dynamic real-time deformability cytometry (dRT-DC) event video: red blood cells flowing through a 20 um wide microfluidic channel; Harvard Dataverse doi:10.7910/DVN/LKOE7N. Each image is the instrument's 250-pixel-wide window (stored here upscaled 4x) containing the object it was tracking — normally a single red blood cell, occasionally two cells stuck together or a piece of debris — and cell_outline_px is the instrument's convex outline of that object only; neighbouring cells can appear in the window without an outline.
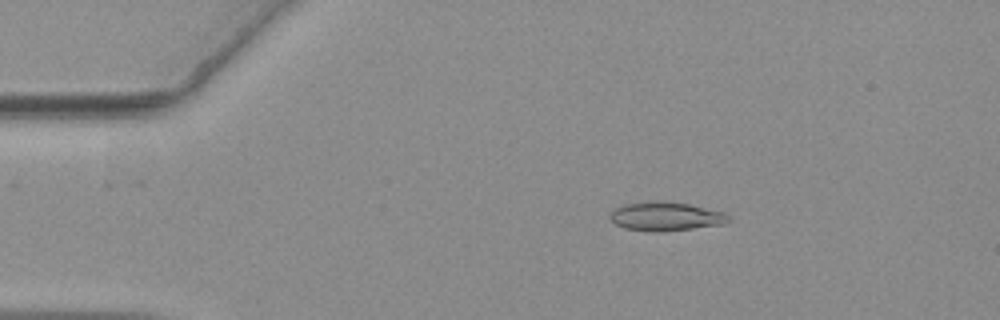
{"species": "common noctule bat (a hibernating species)", "species_latin": "Nyctalus noctula", "temperature_condition": "warm", "stored_images_in_passage": 56, "camera_frame_rate_fps": 3000, "um_per_image_px": 0.085, "animal": {"sex": "female", "body_mass_g": 19.3, "forearm_length_mm": 54.1}, "frame": {"image": 1, "passage_image": 10, "time_ms": 3.0, "image_size_px": [1000, 320], "cell_outline_px": [[732, 220], [724, 224], [660, 232], [656, 232], [624, 228], [616, 224], [608, 216], [616, 208], [624, 204], [656, 200], [664, 200], [688, 204], [724, 212]], "centroid_in_image_um": [56.59, 18.38], "position_along_channel_um": 28.4, "area_um2": 19.88}}
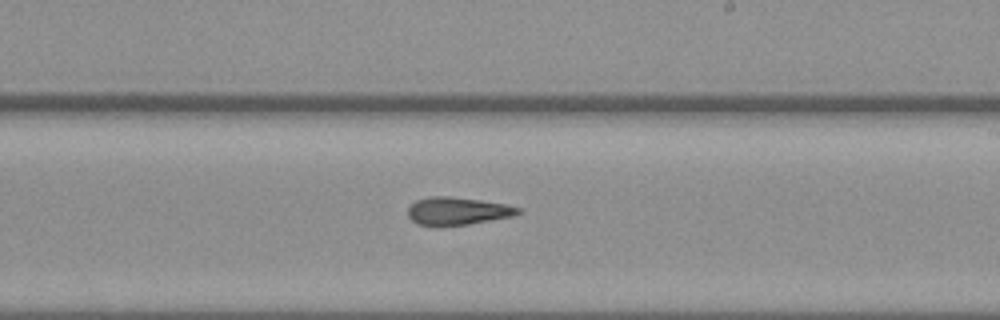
{"frame": {"image": 2, "passage_image": 33, "time_ms": 10.667, "image_size_px": [1000, 320], "cell_outline_px": [[520, 212], [512, 216], [468, 224], [416, 224], [408, 216], [408, 208], [416, 200], [428, 196], [448, 196], [480, 200], [504, 204], [520, 208]], "centroid_in_image_um": [38.86, 17.91], "position_along_channel_um": 250.1, "area_um2": 17.28}}
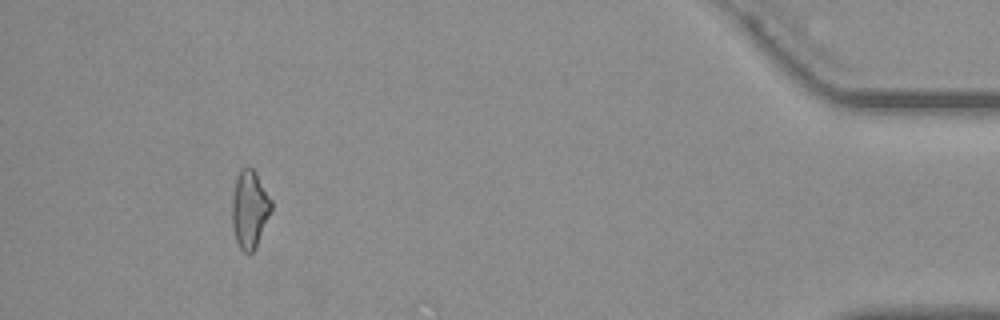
{"frame": {"image": 3, "passage_image": 52, "time_ms": 17.0, "image_size_px": [1000, 320], "cell_outline_px": [[272, 212], [256, 248], [252, 252], [244, 252], [240, 248], [236, 240], [232, 224], [232, 200], [236, 176], [240, 168], [248, 164], [256, 172], [272, 200]], "centroid_in_image_um": [21.23, 17.75], "position_along_channel_um": 414.0, "area_um2": 18.15}}